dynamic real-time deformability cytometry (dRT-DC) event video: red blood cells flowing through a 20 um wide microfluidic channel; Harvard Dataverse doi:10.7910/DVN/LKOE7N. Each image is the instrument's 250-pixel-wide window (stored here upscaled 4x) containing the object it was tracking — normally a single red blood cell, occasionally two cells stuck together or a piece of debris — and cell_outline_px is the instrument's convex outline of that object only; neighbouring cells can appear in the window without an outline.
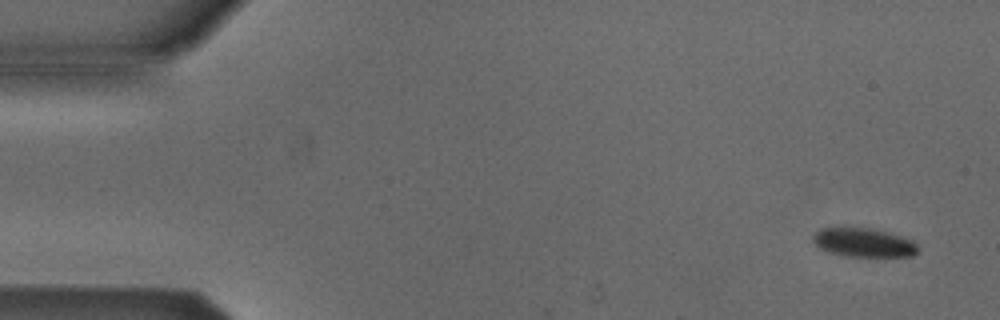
{"species": "Egyptian fruit bat (a non-hibernating species)", "species_latin": "Rousettus aegyptiacus", "temperature_condition": "cold", "stored_images_in_passage": 5, "segment_of_instrument_passage": [1, 2], "camera_frame_rate_fps": 3000, "um_per_image_px": 0.085, "animal": {"sex": "male"}, "frame": {"image": 1, "passage_image": 1, "time_ms": 0.0, "image_size_px": [1000, 320], "cell_outline_px": [[916, 252], [912, 256], [848, 256], [828, 252], [820, 248], [812, 240], [812, 236], [820, 228], [872, 228], [900, 236], [912, 240], [916, 244]], "centroid_in_image_um": [73.37, 20.61], "position_along_channel_um": 11.6, "area_um2": 17.34}}
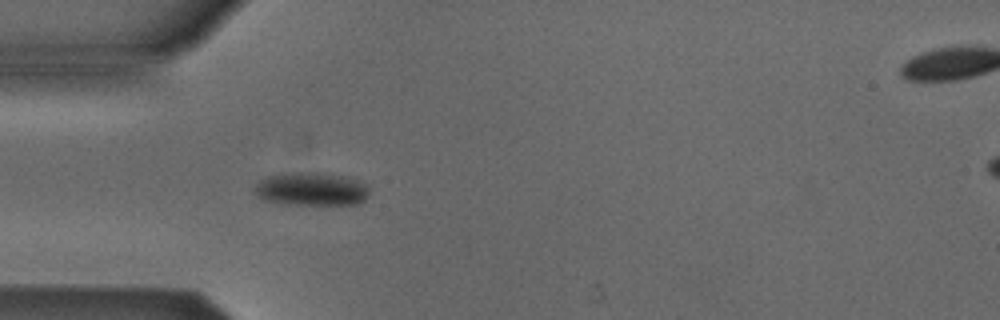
{"frame": {"image": 2, "passage_image": 4, "time_ms": 4.333, "image_size_px": [1000, 320], "cell_outline_px": [[368, 196], [364, 200], [356, 204], [280, 204], [268, 200], [260, 196], [252, 188], [260, 180], [268, 176], [280, 172], [324, 172], [348, 176], [364, 184], [368, 188]], "centroid_in_image_um": [26.46, 16.04], "position_along_channel_um": 58.5, "area_um2": 22.43}}